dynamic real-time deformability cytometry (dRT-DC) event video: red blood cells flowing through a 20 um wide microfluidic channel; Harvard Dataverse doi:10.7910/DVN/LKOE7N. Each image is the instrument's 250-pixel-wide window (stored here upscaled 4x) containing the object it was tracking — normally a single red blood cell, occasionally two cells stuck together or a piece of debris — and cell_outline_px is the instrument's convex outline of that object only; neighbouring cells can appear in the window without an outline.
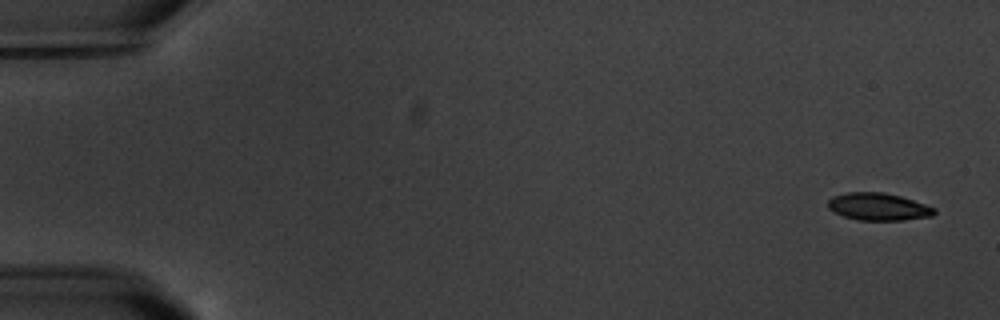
{"species": "common noctule bat (a hibernating species)", "species_latin": "Nyctalus noctula", "temperature_condition": "warm", "stored_images_in_passage": 10, "camera_frame_rate_fps": 3000, "um_per_image_px": 0.085, "animal": {"sex": "male", "body_mass_g": 20.1, "forearm_length_mm": 53.5}, "frame": {"image": 1, "passage_image": 1, "time_ms": 0.0, "image_size_px": [1000, 320], "cell_outline_px": [[936, 212], [932, 216], [904, 220], [856, 220], [844, 216], [828, 208], [828, 200], [832, 196], [848, 192], [884, 192], [900, 196], [936, 208]], "centroid_in_image_um": [74.66, 17.57], "position_along_channel_um": 10.3, "area_um2": 16.94}}
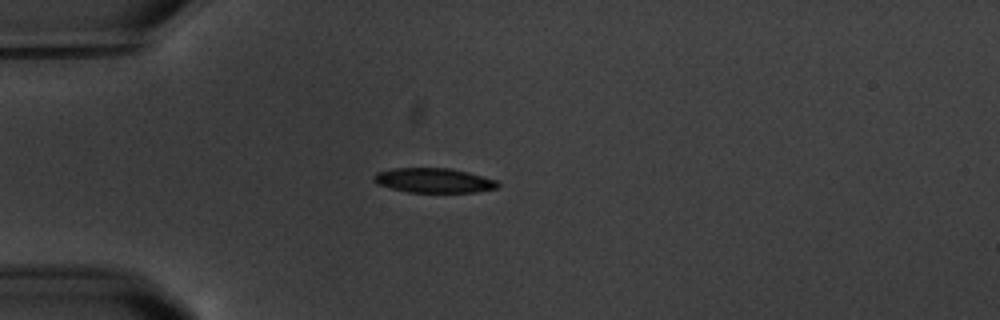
{"frame": {"image": 2, "passage_image": 5, "time_ms": 4.667, "image_size_px": [1000, 320], "cell_outline_px": [[500, 184], [496, 188], [476, 192], [408, 192], [392, 188], [380, 184], [372, 180], [372, 176], [376, 172], [392, 168], [448, 168], [468, 172], [496, 180]], "centroid_in_image_um": [36.85, 15.33], "position_along_channel_um": 48.1, "area_um2": 17.69}}